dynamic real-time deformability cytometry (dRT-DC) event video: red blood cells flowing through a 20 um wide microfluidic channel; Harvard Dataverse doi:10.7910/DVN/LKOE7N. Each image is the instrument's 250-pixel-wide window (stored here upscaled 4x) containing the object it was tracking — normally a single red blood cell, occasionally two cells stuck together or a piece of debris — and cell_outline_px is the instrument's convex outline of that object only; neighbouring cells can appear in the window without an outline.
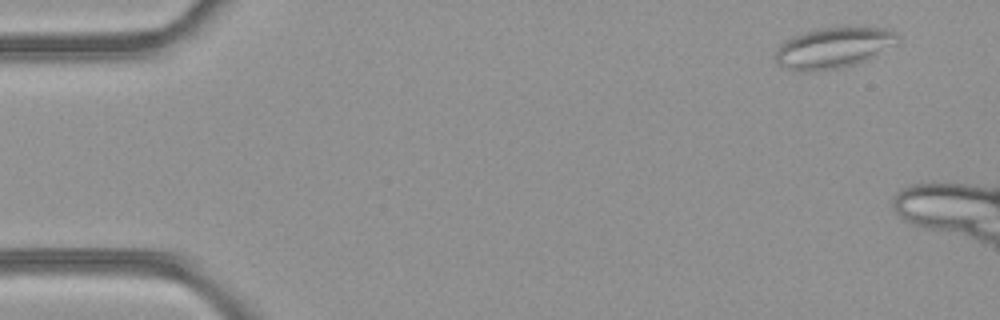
{"species": "common noctule bat (a hibernating species)", "species_latin": "Nyctalus noctula", "temperature_condition": "room temperature", "stored_images_in_passage": 5, "camera_frame_rate_fps": 3000, "um_per_image_px": 0.085, "animal": {"sex": "female", "body_mass_g": 21.9}, "frame": {"image": 1, "passage_image": 1, "time_ms": 0.0, "image_size_px": [1000, 320], "cell_outline_px": [[900, 36], [892, 44], [876, 56], [868, 60], [856, 64], [840, 68], [804, 72], [800, 72], [776, 64], [776, 52], [780, 44], [784, 40], [792, 36], [804, 32], [824, 28], [856, 24], [884, 28], [896, 32]], "centroid_in_image_um": [70.86, 4.03], "position_along_channel_um": 14.1, "area_um2": 29.59}}